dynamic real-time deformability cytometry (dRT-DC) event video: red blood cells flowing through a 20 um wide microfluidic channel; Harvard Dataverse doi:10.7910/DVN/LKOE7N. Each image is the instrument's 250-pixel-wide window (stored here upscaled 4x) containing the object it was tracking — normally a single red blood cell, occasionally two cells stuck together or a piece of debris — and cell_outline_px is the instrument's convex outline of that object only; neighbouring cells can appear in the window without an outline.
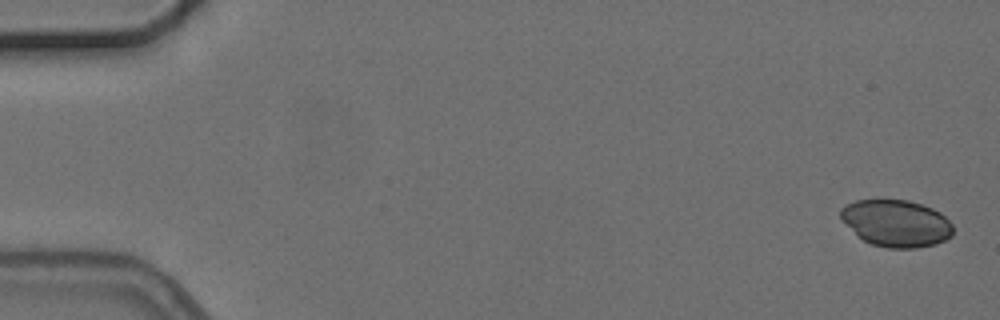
{"species": "common noctule bat (a hibernating species)", "species_latin": "Nyctalus noctula", "temperature_condition": "cold", "stored_images_in_passage": 7, "camera_frame_rate_fps": 3000, "um_per_image_px": 0.085, "animal": {"sex": "female", "body_mass_g": 24.6, "forearm_length_mm": 56.2}, "frame": {"image": 1, "passage_image": 1, "time_ms": 0.0, "image_size_px": [1000, 320], "cell_outline_px": [[952, 236], [936, 244], [916, 248], [888, 248], [872, 244], [864, 240], [840, 216], [840, 208], [856, 200], [908, 200], [932, 208], [940, 212], [952, 224]], "centroid_in_image_um": [76.22, 18.98], "position_along_channel_um": 8.8, "area_um2": 30.29}}